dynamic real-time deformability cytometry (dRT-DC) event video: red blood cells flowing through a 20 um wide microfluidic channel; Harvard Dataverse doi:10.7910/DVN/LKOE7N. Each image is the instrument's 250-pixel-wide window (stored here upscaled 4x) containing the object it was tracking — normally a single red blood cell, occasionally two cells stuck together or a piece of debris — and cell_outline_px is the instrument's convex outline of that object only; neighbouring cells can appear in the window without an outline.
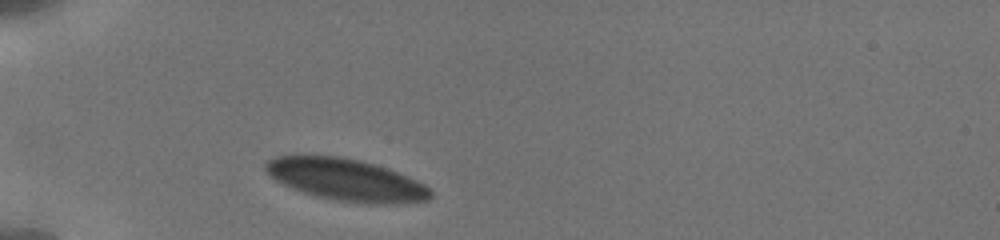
{"species": "human", "species_latin": "Homo sapiens", "temperature_condition": "cold", "stored_images_in_passage": 7, "camera_frame_rate_fps": 3000, "um_per_image_px": 0.085, "donor": {"sex": "male"}, "frame": {"image": 1, "passage_image": 1, "time_ms": 0.0, "image_size_px": [1000, 240], "cell_outline_px": [[432, 196], [428, 200], [396, 204], [368, 204], [336, 200], [316, 196], [292, 188], [276, 180], [264, 168], [264, 164], [268, 160], [276, 156], [296, 152], [300, 152], [340, 156], [388, 168], [408, 176], [424, 184], [432, 192]], "centroid_in_image_um": [29.37, 15.24], "position_along_channel_um": 55.6, "area_um2": 40.98}}
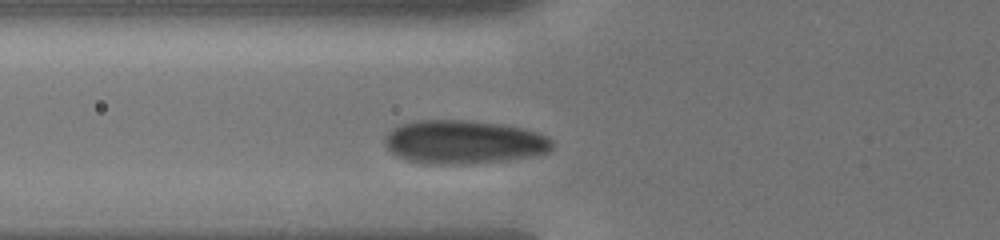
{"frame": {"image": 2, "passage_image": 4, "time_ms": 1.333, "image_size_px": [1000, 240], "cell_outline_px": [[556, 144], [548, 152], [532, 156], [504, 160], [468, 164], [424, 164], [404, 160], [396, 156], [384, 144], [384, 136], [392, 128], [400, 124], [416, 120], [472, 120], [500, 124], [524, 128], [548, 136]], "centroid_in_image_um": [39.4, 12.07], "position_along_channel_um": 86.4, "area_um2": 43.06}}
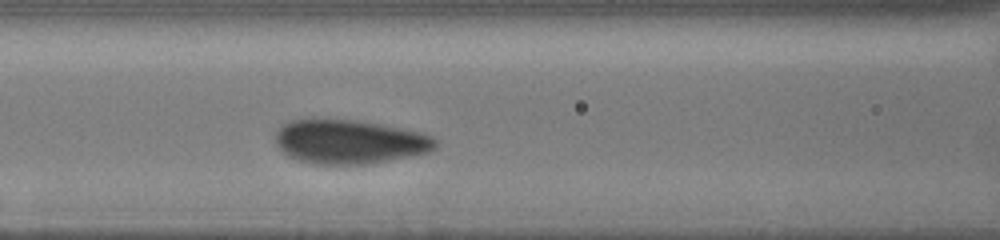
{"frame": {"image": 3, "passage_image": 7, "time_ms": 2.667, "image_size_px": [1000, 240], "cell_outline_px": [[440, 144], [436, 148], [428, 152], [388, 160], [364, 164], [312, 164], [296, 160], [288, 156], [276, 144], [276, 132], [284, 124], [292, 120], [308, 116], [312, 116], [356, 120], [384, 124], [424, 132], [432, 136]], "centroid_in_image_um": [29.69, 12.0], "position_along_channel_um": 136.9, "area_um2": 42.08}}